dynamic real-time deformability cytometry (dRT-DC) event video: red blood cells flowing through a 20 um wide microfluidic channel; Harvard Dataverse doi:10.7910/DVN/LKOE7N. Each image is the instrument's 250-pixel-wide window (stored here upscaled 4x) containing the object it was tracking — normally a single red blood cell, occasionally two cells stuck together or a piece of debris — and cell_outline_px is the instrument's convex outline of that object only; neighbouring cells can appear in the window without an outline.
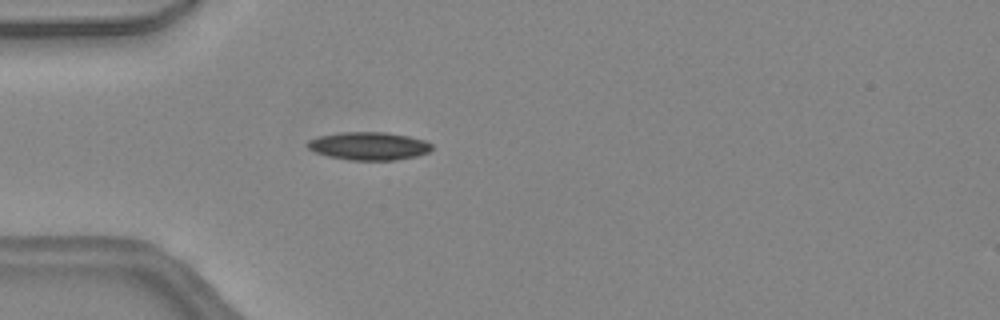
{"species": "common noctule bat (a hibernating species)", "species_latin": "Nyctalus noctula", "temperature_condition": "warm", "stored_images_in_passage": 16, "camera_frame_rate_fps": 3000, "um_per_image_px": 0.085, "animal": {"sex": "female", "body_mass_g": 24.6, "forearm_length_mm": 56.2}, "frame": {"image": 1, "passage_image": 1, "time_ms": 0.0, "image_size_px": [1000, 320], "cell_outline_px": [[432, 148], [428, 152], [416, 156], [392, 160], [348, 160], [328, 156], [316, 152], [308, 148], [304, 144], [308, 140], [320, 136], [340, 132], [384, 132], [408, 136], [424, 140], [432, 144]], "centroid_in_image_um": [31.32, 12.41], "position_along_channel_um": 53.7, "area_um2": 20.23}}
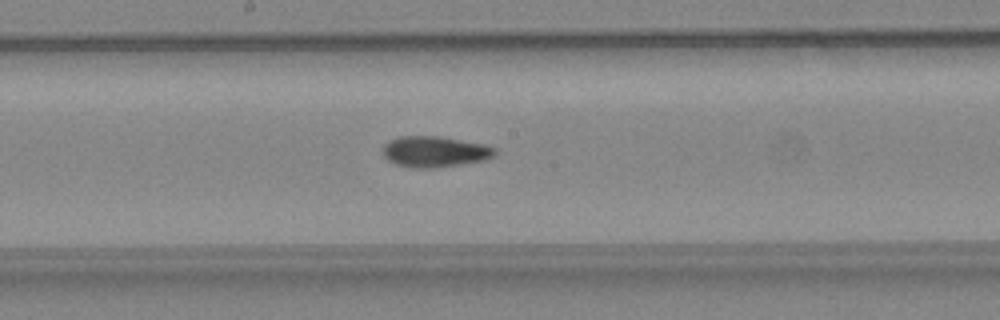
{"frame": {"image": 2, "passage_image": 12, "time_ms": 3.667, "image_size_px": [1000, 320], "cell_outline_px": [[496, 156], [488, 160], [436, 168], [412, 168], [396, 164], [388, 160], [380, 152], [384, 144], [388, 140], [400, 136], [440, 136], [484, 144], [496, 148]], "centroid_in_image_um": [36.95, 12.89], "position_along_channel_um": 211.2, "area_um2": 20.63}}